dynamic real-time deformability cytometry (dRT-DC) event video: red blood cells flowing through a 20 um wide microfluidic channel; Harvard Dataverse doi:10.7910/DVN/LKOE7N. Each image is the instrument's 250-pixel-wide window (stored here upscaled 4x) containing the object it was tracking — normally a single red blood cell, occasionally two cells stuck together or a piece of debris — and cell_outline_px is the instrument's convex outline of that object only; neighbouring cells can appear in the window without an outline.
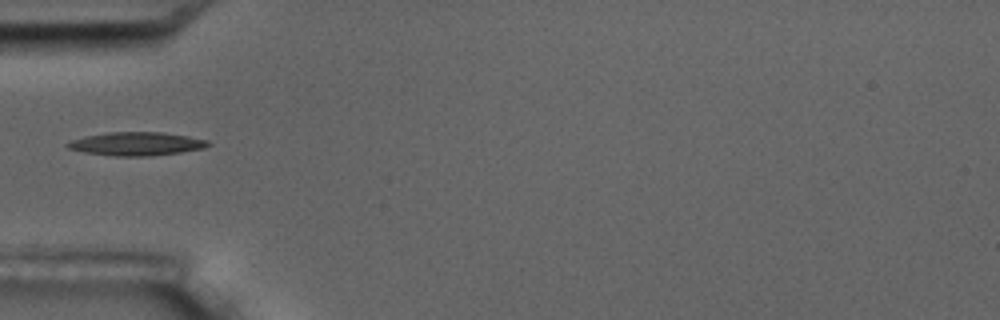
{"species": "common noctule bat (a hibernating species)", "species_latin": "Nyctalus noctula", "temperature_condition": "room temperature", "stored_images_in_passage": 12, "camera_frame_rate_fps": 3000, "um_per_image_px": 0.085, "animal": {"sex": "male", "body_mass_g": 17.5, "forearm_length_mm": 52.3}, "frame": {"image": 1, "passage_image": 1, "time_ms": 0.0, "image_size_px": [1000, 320], "cell_outline_px": [[212, 144], [204, 148], [180, 152], [152, 156], [116, 156], [84, 152], [68, 148], [64, 144], [72, 140], [88, 136], [108, 132], [160, 132], [188, 136], [208, 140]], "centroid_in_image_um": [11.63, 12.22], "position_along_channel_um": 73.4, "area_um2": 19.07}}
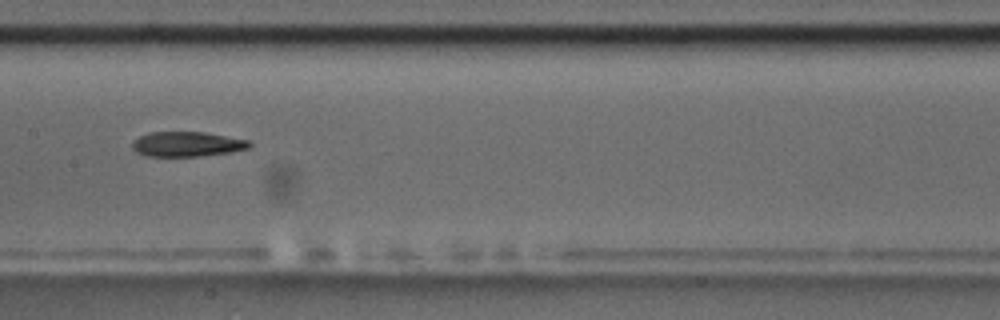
{"frame": {"image": 2, "passage_image": 4, "time_ms": 3.333, "image_size_px": [1000, 320], "cell_outline_px": [[252, 148], [232, 152], [200, 156], [144, 156], [136, 152], [132, 148], [132, 140], [148, 132], [204, 132], [248, 140], [252, 144]], "centroid_in_image_um": [15.9, 12.25], "position_along_channel_um": 191.5, "area_um2": 17.17}}
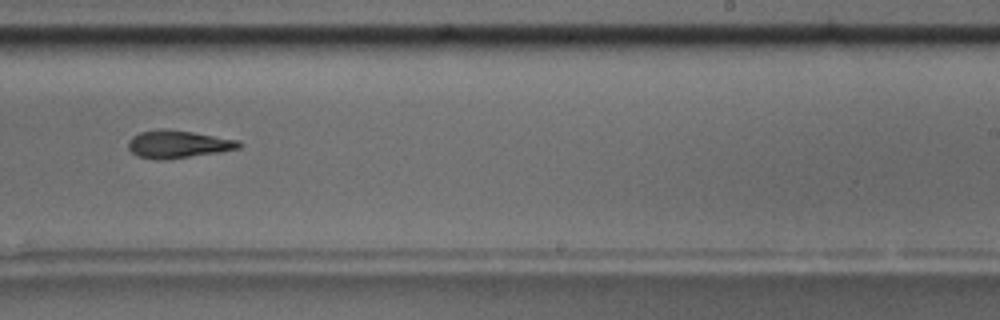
{"frame": {"image": 3, "passage_image": 6, "time_ms": 5.667, "image_size_px": [1000, 320], "cell_outline_px": [[240, 148], [220, 152], [164, 160], [156, 160], [136, 156], [128, 148], [128, 140], [132, 136], [140, 132], [160, 128], [164, 128], [192, 132], [240, 140]], "centroid_in_image_um": [15.09, 12.25], "position_along_channel_um": 273.9, "area_um2": 17.98}}